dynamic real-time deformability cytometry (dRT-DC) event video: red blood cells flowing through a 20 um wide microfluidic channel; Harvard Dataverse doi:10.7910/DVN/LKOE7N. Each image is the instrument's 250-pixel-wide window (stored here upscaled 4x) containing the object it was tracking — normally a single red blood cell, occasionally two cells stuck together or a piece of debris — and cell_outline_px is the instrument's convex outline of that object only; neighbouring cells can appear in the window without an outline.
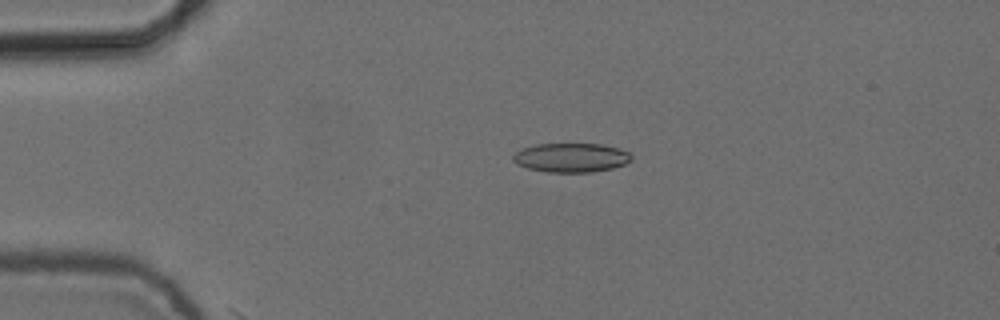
{"species": "common noctule bat (a hibernating species)", "species_latin": "Nyctalus noctula", "temperature_condition": "cold", "stored_images_in_passage": 4, "camera_frame_rate_fps": 3000, "um_per_image_px": 0.085, "animal": {"sex": "female", "body_mass_g": 24.6, "forearm_length_mm": 56.2}, "frame": {"image": 1, "passage_image": 3, "time_ms": 0.667, "image_size_px": [1000, 320], "cell_outline_px": [[632, 160], [624, 164], [612, 168], [592, 172], [548, 172], [528, 168], [516, 164], [512, 160], [512, 156], [520, 148], [536, 144], [600, 144], [616, 148], [628, 152], [632, 156]], "centroid_in_image_um": [48.5, 13.4], "position_along_channel_um": 36.5, "area_um2": 20.06}}